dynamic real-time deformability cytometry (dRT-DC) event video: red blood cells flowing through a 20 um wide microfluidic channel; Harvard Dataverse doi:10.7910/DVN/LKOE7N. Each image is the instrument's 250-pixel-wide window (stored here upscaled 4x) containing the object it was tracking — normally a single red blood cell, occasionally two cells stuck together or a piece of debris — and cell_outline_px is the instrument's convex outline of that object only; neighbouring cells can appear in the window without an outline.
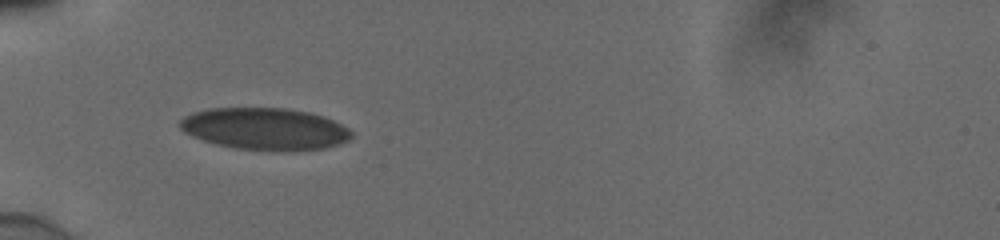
{"species": "human", "species_latin": "Homo sapiens", "temperature_condition": "cold", "stored_images_in_passage": 36, "camera_frame_rate_fps": 3000, "um_per_image_px": 0.085, "donor": {"sex": "male"}, "frame": {"image": 1, "passage_image": 1, "time_ms": 0.0, "image_size_px": [1000, 240], "cell_outline_px": [[352, 136], [348, 140], [324, 148], [292, 152], [232, 148], [216, 144], [192, 136], [184, 132], [176, 124], [184, 116], [192, 112], [208, 108], [288, 108], [308, 112], [324, 116], [348, 128], [352, 132]], "centroid_in_image_um": [22.48, 10.95], "position_along_channel_um": 62.5, "area_um2": 42.31}}
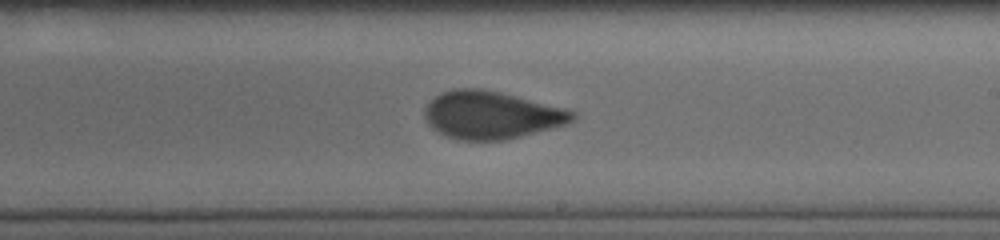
{"frame": {"image": 2, "passage_image": 16, "time_ms": 5.0, "image_size_px": [1000, 240], "cell_outline_px": [[576, 120], [564, 124], [520, 136], [504, 140], [460, 140], [448, 136], [432, 128], [428, 124], [424, 116], [424, 108], [440, 92], [452, 88], [480, 88], [500, 92], [516, 96], [576, 112]], "centroid_in_image_um": [41.71, 9.77], "position_along_channel_um": 247.3, "area_um2": 40.58}}
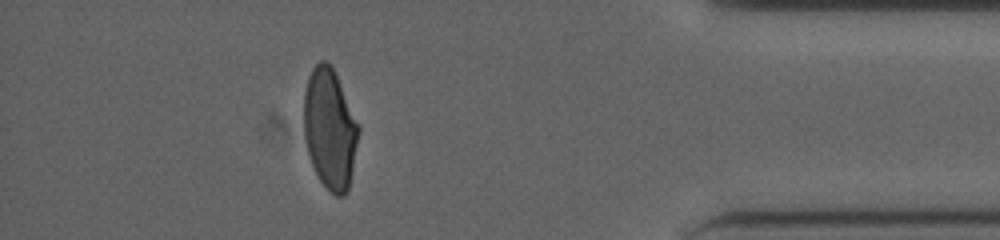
{"frame": {"image": 3, "passage_image": 31, "time_ms": 10.0, "image_size_px": [1000, 240], "cell_outline_px": [[360, 132], [348, 192], [344, 196], [336, 196], [320, 180], [312, 164], [308, 152], [304, 136], [304, 92], [308, 76], [312, 68], [320, 60], [328, 60], [336, 76], [360, 128]], "centroid_in_image_um": [28.03, 10.96], "position_along_channel_um": 407.2, "area_um2": 38.09}, "authors_computed_cell_mechanics": {"area_um2": 40.5756, "velocity_mm_per_s": 3.879, "shape_relaxation_time_tau1_ms": 6.7728, "shape_relaxation_time_tau2_ms": 0.7634, "deformation_change_tau1": 0.1793, "deformation_change_tau2": 0.0446}}